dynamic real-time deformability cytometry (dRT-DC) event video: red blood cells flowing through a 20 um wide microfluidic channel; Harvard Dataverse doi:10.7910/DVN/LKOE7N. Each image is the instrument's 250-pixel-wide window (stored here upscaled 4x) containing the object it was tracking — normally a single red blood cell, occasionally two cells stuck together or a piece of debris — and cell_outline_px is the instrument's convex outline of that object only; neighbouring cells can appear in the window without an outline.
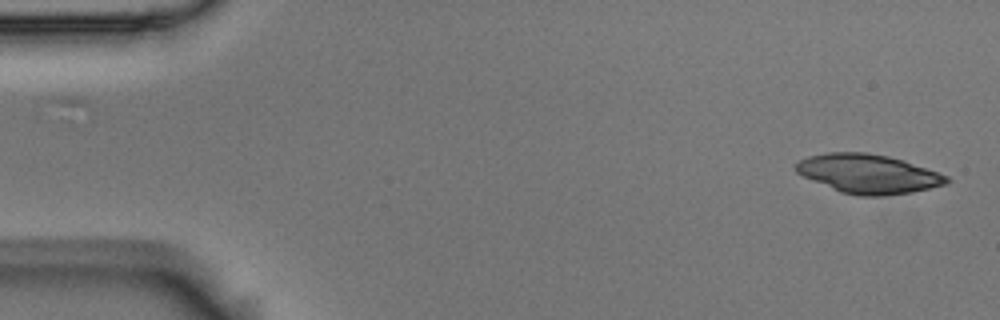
{"species": "Egyptian fruit bat (a non-hibernating species)", "species_latin": "Rousettus aegyptiacus", "temperature_condition": "room temperature", "stored_images_in_passage": 4, "segment_of_instrument_passage": [2, 2], "camera_frame_rate_fps": 3000, "um_per_image_px": 0.085, "animal": {"sex": "male"}, "frame": {"image": 1, "passage_image": 4, "time_ms": 1.0, "image_size_px": [1000, 320], "cell_outline_px": [[952, 180], [948, 184], [912, 192], [884, 196], [860, 196], [840, 192], [804, 176], [796, 172], [796, 164], [800, 160], [808, 156], [828, 152], [864, 152], [888, 156], [904, 160], [948, 176]], "centroid_in_image_um": [73.84, 14.78], "position_along_channel_um": 11.2, "area_um2": 34.22}}